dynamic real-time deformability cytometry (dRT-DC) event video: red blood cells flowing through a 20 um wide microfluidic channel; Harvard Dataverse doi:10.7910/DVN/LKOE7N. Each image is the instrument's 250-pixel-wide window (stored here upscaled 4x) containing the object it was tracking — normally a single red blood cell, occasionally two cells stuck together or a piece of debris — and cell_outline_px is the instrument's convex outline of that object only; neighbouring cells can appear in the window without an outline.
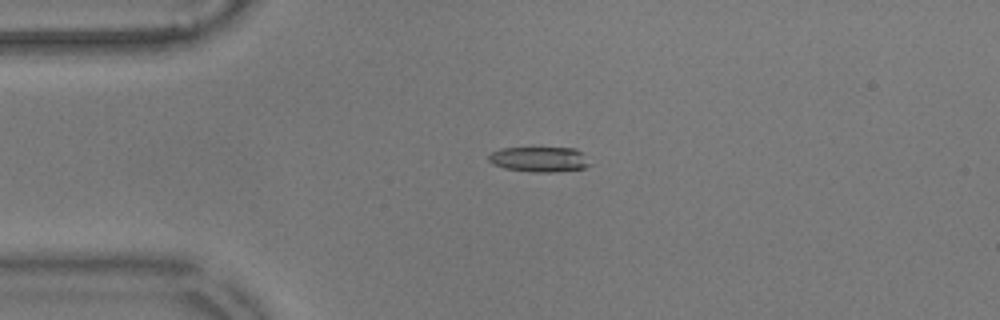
{"species": "common noctule bat (a hibernating species)", "species_latin": "Nyctalus noctula", "temperature_condition": "warm", "stored_images_in_passage": 45, "camera_frame_rate_fps": 3000, "um_per_image_px": 0.085, "animal": {"sex": "male", "body_mass_g": 17.9}, "frame": {"image": 1, "passage_image": 2, "time_ms": 0.333, "image_size_px": [1000, 320], "cell_outline_px": [[592, 164], [584, 168], [552, 172], [532, 172], [504, 168], [492, 164], [488, 160], [488, 156], [492, 152], [500, 148], [576, 148]], "centroid_in_image_um": [45.82, 13.54], "position_along_channel_um": 39.2, "area_um2": 14.8}}
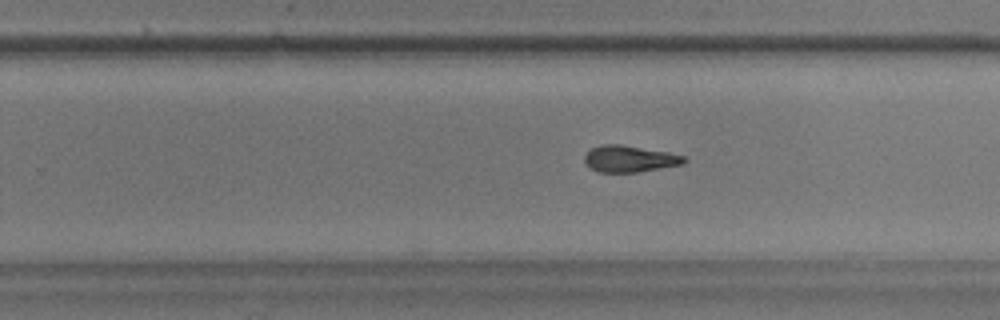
{"frame": {"image": 2, "passage_image": 24, "time_ms": 7.667, "image_size_px": [1000, 320], "cell_outline_px": [[688, 160], [684, 164], [636, 172], [600, 172], [592, 168], [584, 160], [584, 156], [592, 148], [604, 144], [620, 144], [668, 152], [684, 156]], "centroid_in_image_um": [53.55, 13.49], "position_along_channel_um": 276.3, "area_um2": 15.2}}
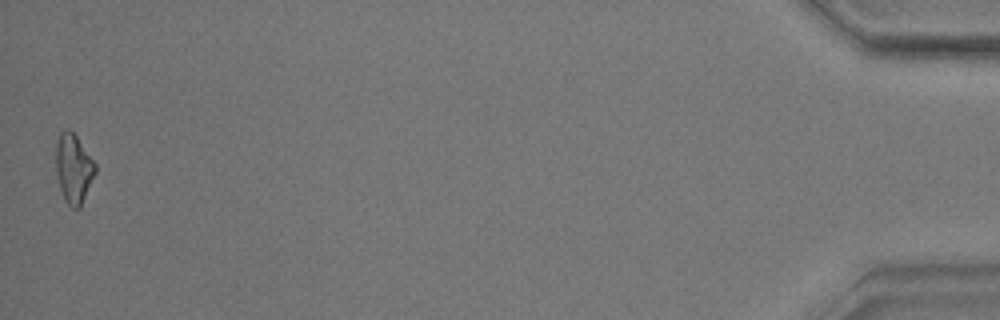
{"frame": {"image": 3, "passage_image": 45, "time_ms": 14.667, "image_size_px": [1000, 320], "cell_outline_px": [[96, 172], [80, 208], [72, 208], [64, 200], [60, 188], [56, 172], [56, 140], [60, 132], [64, 128], [68, 128], [76, 136], [96, 164]], "centroid_in_image_um": [6.24, 14.31], "position_along_channel_um": 429.0, "area_um2": 15.9}, "authors_computed_cell_mechanics": {"area_um2": 15.6638, "velocity_mm_per_s": 3.569, "shape_relaxation_time_tau1_ms": 4.309, "shape_relaxation_time_tau2_ms": 4.1308, "deformation_change_tau1": 0.1679, "deformation_change_tau2": 0.1342}}